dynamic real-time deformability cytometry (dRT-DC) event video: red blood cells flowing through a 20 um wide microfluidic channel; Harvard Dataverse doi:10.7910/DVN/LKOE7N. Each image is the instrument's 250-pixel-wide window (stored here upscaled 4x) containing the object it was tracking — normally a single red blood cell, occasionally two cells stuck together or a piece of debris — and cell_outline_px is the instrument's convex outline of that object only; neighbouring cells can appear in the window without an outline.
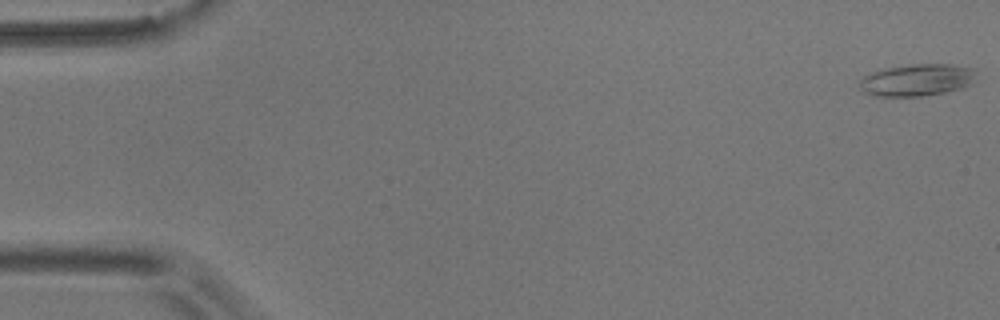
{"species": "common noctule bat (a hibernating species)", "species_latin": "Nyctalus noctula", "temperature_condition": "room temperature", "stored_images_in_passage": 55, "camera_frame_rate_fps": 3000, "um_per_image_px": 0.085, "animal": {"sex": "male", "body_mass_g": 17.9}, "frame": {"image": 1, "passage_image": 1, "time_ms": 0.0, "image_size_px": [1000, 320], "cell_outline_px": [[976, 72], [972, 84], [960, 88], [944, 92], [924, 96], [872, 96], [864, 92], [860, 88], [860, 80], [864, 76], [872, 72], [884, 68], [908, 64], [952, 64], [976, 68]], "centroid_in_image_um": [77.95, 6.79], "position_along_channel_um": 7.1, "area_um2": 21.96}}
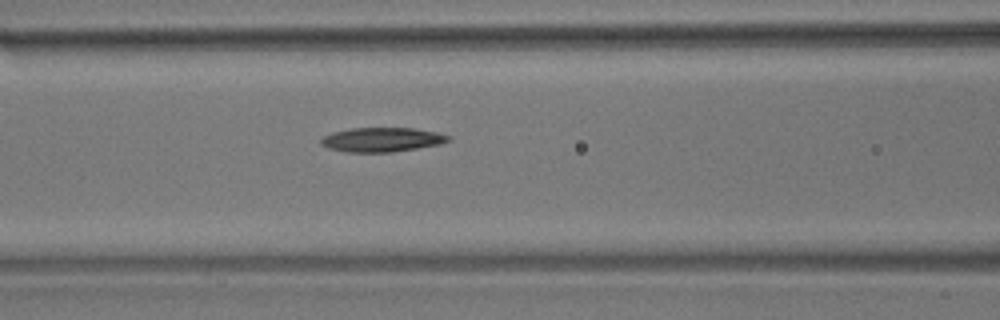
{"frame": {"image": 2, "passage_image": 23, "time_ms": 7.333, "image_size_px": [1000, 320], "cell_outline_px": [[452, 140], [440, 144], [392, 152], [348, 152], [328, 148], [320, 144], [320, 140], [324, 136], [332, 132], [352, 128], [412, 128], [436, 132], [452, 136]], "centroid_in_image_um": [32.47, 11.87], "position_along_channel_um": 134.1, "area_um2": 18.03}}
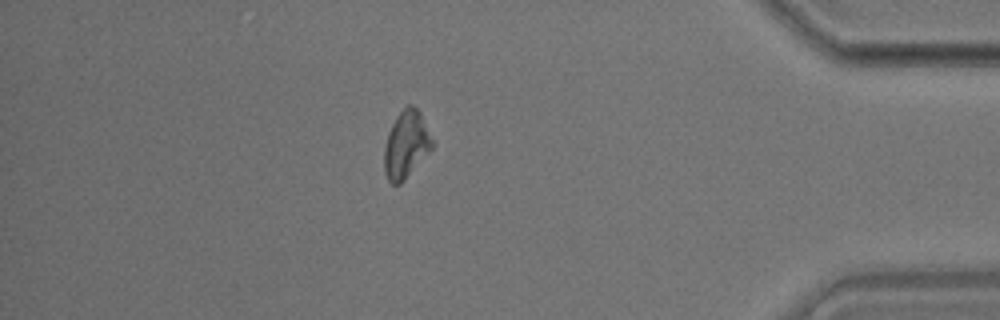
{"frame": {"image": 3, "passage_image": 48, "time_ms": 15.667, "image_size_px": [1000, 320], "cell_outline_px": [[436, 144], [404, 180], [400, 184], [392, 184], [388, 180], [384, 172], [384, 148], [388, 132], [396, 116], [408, 104], [412, 104], [420, 112]], "centroid_in_image_um": [34.53, 12.28], "position_along_channel_um": 400.7, "area_um2": 18.9}, "authors_computed_cell_mechanics": {"area_um2": 18.7272, "velocity_mm_per_s": 3.6627, "shape_relaxation_time_tau1_ms": 5.4599, "shape_relaxation_time_tau2_ms": null, "deformation_change_tau1": 0.1422, "deformation_change_tau2": null}}